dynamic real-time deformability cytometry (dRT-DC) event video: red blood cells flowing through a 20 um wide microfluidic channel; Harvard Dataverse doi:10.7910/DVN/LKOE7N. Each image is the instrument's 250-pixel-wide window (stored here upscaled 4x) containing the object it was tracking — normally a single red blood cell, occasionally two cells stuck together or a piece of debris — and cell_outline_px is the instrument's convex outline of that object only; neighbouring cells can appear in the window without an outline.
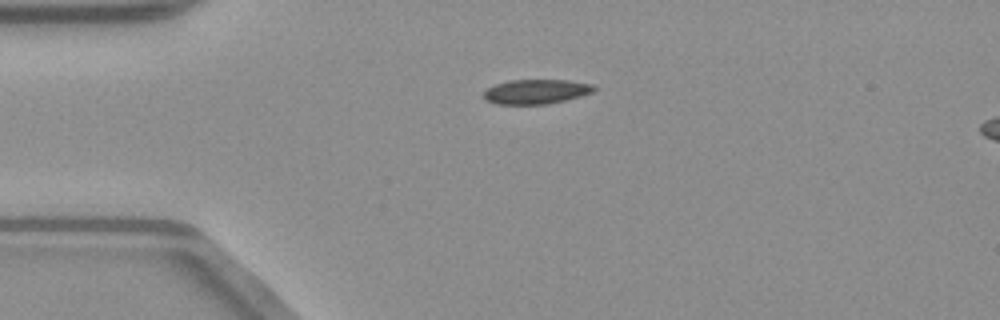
{"species": "common noctule bat (a hibernating species)", "species_latin": "Nyctalus noctula", "temperature_condition": "warm", "stored_images_in_passage": 40, "camera_frame_rate_fps": 3000, "um_per_image_px": 0.085, "animal": {"sex": "male", "body_mass_g": 23.1, "forearm_length_mm": 52.7}, "frame": {"image": 1, "passage_image": 1, "time_ms": 0.0, "image_size_px": [1000, 320], "cell_outline_px": [[600, 88], [592, 92], [580, 96], [548, 104], [496, 104], [484, 100], [484, 92], [488, 88], [496, 84], [508, 80], [568, 80], [592, 84]], "centroid_in_image_um": [45.58, 7.78], "position_along_channel_um": 39.4, "area_um2": 15.84}}
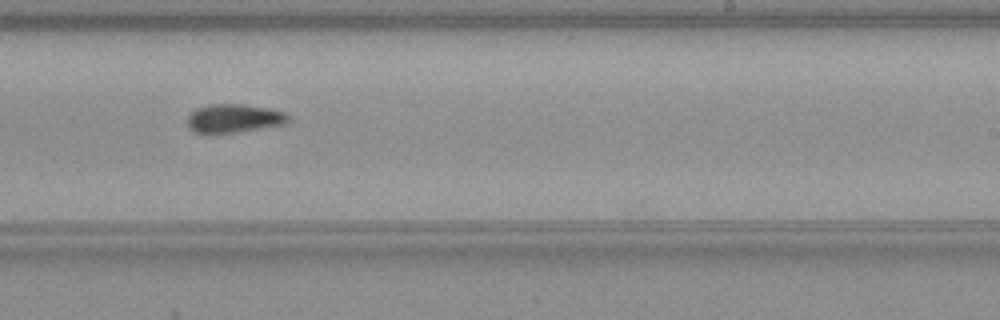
{"frame": {"image": 2, "passage_image": 20, "time_ms": 6.333, "image_size_px": [1000, 320], "cell_outline_px": [[292, 116], [284, 124], [216, 136], [208, 136], [196, 132], [188, 128], [188, 116], [196, 108], [208, 104], [240, 104], [268, 108], [284, 112]], "centroid_in_image_um": [19.83, 10.1], "position_along_channel_um": 269.2, "area_um2": 17.34}}
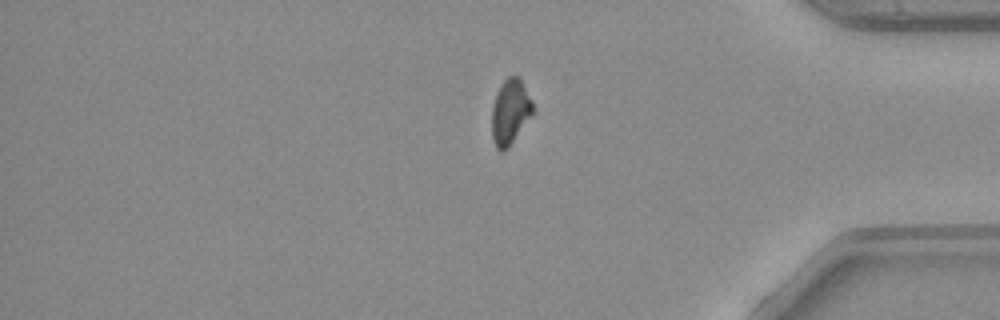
{"frame": {"image": 3, "passage_image": 31, "time_ms": 10.0, "image_size_px": [1000, 320], "cell_outline_px": [[532, 116], [508, 148], [500, 152], [496, 148], [492, 140], [492, 104], [496, 92], [500, 84], [508, 76], [520, 76], [532, 100]], "centroid_in_image_um": [43.35, 9.49], "position_along_channel_um": 391.8, "area_um2": 15.84}, "authors_computed_cell_mechanics": {"area_um2": 16.2996, "velocity_mm_per_s": 4.0534, "shape_relaxation_time_tau1_ms": 8.3854, "shape_relaxation_time_tau2_ms": null, "deformation_change_tau1": 0.1434, "deformation_change_tau2": null}}